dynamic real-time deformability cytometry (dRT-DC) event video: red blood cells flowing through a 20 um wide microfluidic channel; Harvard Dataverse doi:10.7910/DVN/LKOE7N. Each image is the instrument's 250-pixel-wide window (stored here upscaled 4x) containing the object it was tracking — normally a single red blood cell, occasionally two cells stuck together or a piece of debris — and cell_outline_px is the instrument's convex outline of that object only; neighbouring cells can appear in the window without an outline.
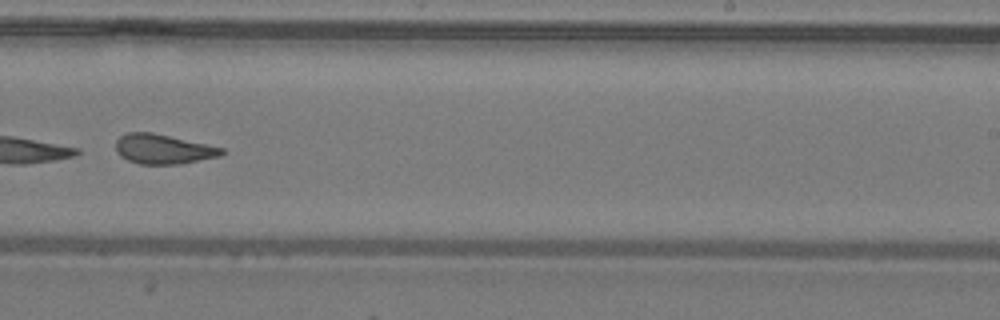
{"species": "common noctule bat (a hibernating species)", "species_latin": "Nyctalus noctula", "temperature_condition": "warm", "stored_images_in_passage": 29, "camera_frame_rate_fps": 3000, "um_per_image_px": 0.085, "animal": {"sex": "male", "body_mass_g": 19.2, "forearm_length_mm": 51.8}, "frame": {"image": 1, "passage_image": 17, "time_ms": 5.333, "image_size_px": [1000, 320], "cell_outline_px": [[224, 152], [220, 156], [180, 164], [140, 164], [128, 160], [120, 156], [116, 152], [116, 140], [120, 136], [128, 132], [152, 132], [224, 148]], "centroid_in_image_um": [13.84, 12.67], "position_along_channel_um": 275.2, "area_um2": 18.26}}